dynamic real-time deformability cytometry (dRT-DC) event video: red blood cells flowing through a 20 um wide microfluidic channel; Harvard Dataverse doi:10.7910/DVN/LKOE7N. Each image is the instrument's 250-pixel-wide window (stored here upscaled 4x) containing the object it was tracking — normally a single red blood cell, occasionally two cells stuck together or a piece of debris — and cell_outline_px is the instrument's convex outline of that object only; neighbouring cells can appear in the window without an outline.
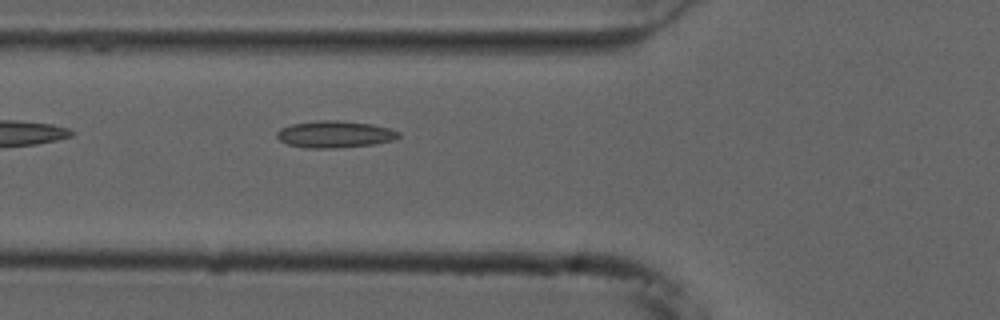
{"species": "common noctule bat (a hibernating species)", "species_latin": "Nyctalus noctula", "temperature_condition": "cold", "stored_images_in_passage": 33, "camera_frame_rate_fps": 3000, "um_per_image_px": 0.085, "animal": {"sex": "male", "forearm_length_mm": 52.5}, "frame": {"image": 1, "passage_image": 3, "time_ms": 0.667, "image_size_px": [1000, 320], "cell_outline_px": [[400, 136], [396, 140], [372, 144], [336, 148], [304, 148], [288, 144], [280, 140], [276, 136], [276, 132], [280, 128], [292, 124], [316, 120], [336, 120], [372, 124], [388, 128], [400, 132]], "centroid_in_image_um": [28.45, 11.41], "position_along_channel_um": 97.4, "area_um2": 19.13}}
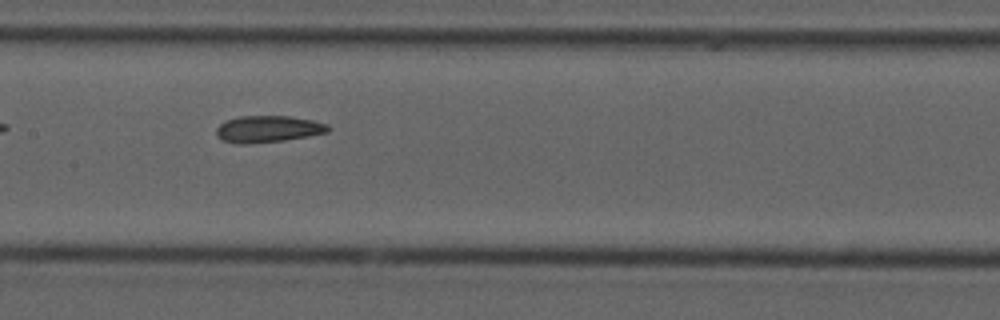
{"frame": {"image": 2, "passage_image": 10, "time_ms": 3.0, "image_size_px": [1000, 320], "cell_outline_px": [[332, 128], [328, 132], [308, 136], [284, 140], [248, 144], [236, 144], [224, 140], [216, 136], [216, 128], [220, 124], [228, 120], [240, 116], [288, 116], [312, 120], [328, 124]], "centroid_in_image_um": [22.79, 10.97], "position_along_channel_um": 184.6, "area_um2": 17.4}}
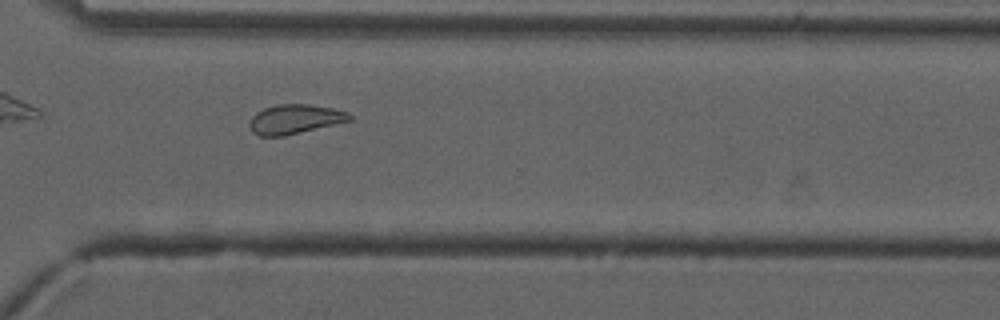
{"frame": {"image": 3, "passage_image": 23, "time_ms": 7.333, "image_size_px": [1000, 320], "cell_outline_px": [[352, 120], [284, 136], [260, 136], [252, 132], [248, 124], [248, 120], [256, 112], [264, 108], [276, 104], [308, 104], [332, 108], [348, 112], [352, 116]], "centroid_in_image_um": [25.02, 10.12], "position_along_channel_um": 345.6, "area_um2": 17.22}, "authors_computed_cell_mechanics": {"area_um2": 17.2822, "velocity_mm_per_s": 3.7218, "shape_relaxation_time_tau1_ms": null, "shape_relaxation_time_tau2_ms": 4.1759, "deformation_change_tau1": null, "deformation_change_tau2": 0.096}}